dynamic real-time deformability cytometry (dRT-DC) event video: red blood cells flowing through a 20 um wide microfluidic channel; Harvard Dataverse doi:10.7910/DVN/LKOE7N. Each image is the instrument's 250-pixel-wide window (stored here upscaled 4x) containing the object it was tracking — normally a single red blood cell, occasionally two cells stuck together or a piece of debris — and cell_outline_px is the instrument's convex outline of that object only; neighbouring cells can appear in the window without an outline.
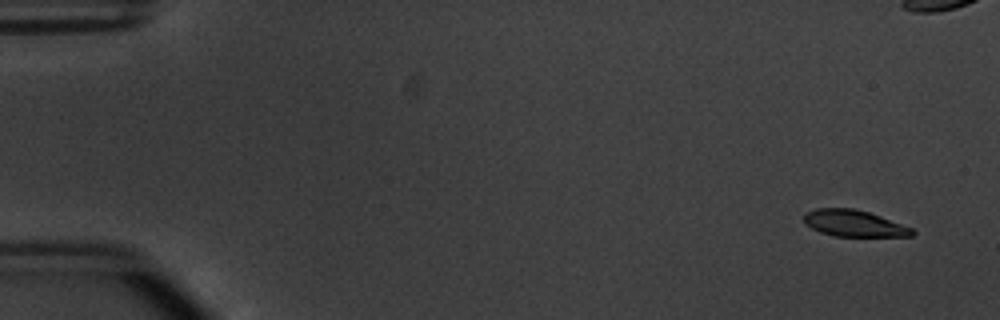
{"species": "common noctule bat (a hibernating species)", "species_latin": "Nyctalus noctula", "temperature_condition": "warm", "stored_images_in_passage": 33, "camera_frame_rate_fps": 3000, "um_per_image_px": 0.085, "animal": {"sex": "male", "body_mass_g": 20.1, "forearm_length_mm": 53.5}, "frame": {"image": 1, "passage_image": 3, "time_ms": 0.667, "image_size_px": [1000, 320], "cell_outline_px": [[916, 232], [912, 236], [836, 236], [820, 232], [812, 228], [804, 220], [804, 216], [808, 212], [816, 208], [852, 208], [868, 212], [880, 216], [912, 228]], "centroid_in_image_um": [72.61, 18.99], "position_along_channel_um": 12.4, "area_um2": 16.42}}
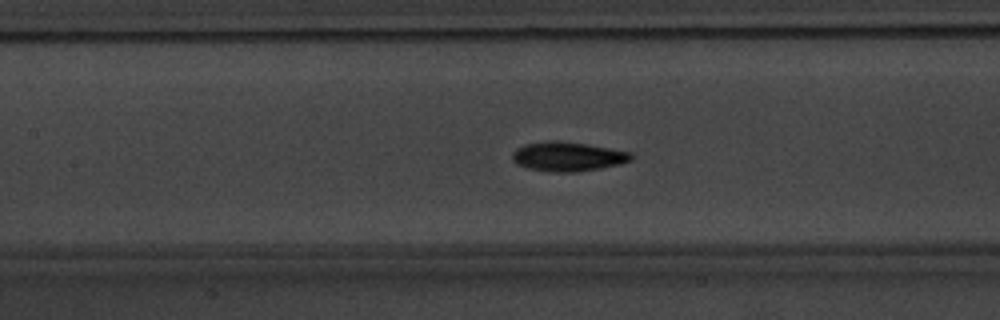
{"frame": {"image": 2, "passage_image": 25, "time_ms": 8.0, "image_size_px": [1000, 320], "cell_outline_px": [[632, 160], [620, 164], [600, 168], [576, 172], [548, 172], [528, 168], [516, 164], [512, 160], [512, 152], [516, 148], [524, 144], [548, 140], [556, 140], [584, 144], [632, 152]], "centroid_in_image_um": [48.21, 13.31], "position_along_channel_um": 159.2, "area_um2": 20.4}}
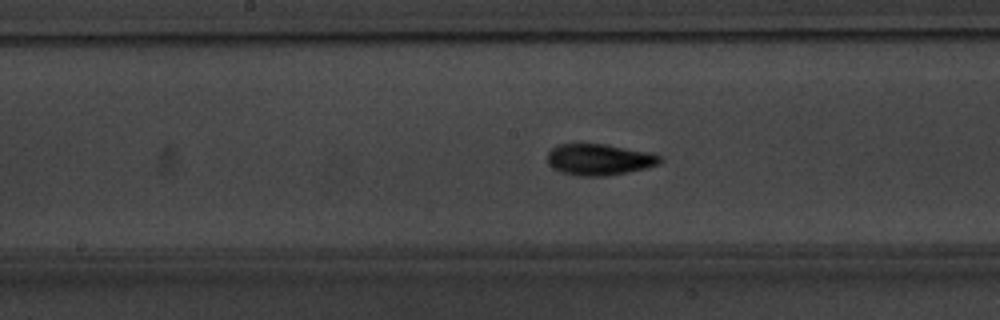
{"frame": {"image": 3, "passage_image": 28, "time_ms": 9.0, "image_size_px": [1000, 320], "cell_outline_px": [[664, 160], [656, 164], [644, 168], [628, 172], [608, 176], [576, 176], [560, 172], [552, 168], [548, 164], [548, 152], [556, 144], [604, 144], [652, 152], [660, 156]], "centroid_in_image_um": [50.91, 13.56], "position_along_channel_um": 197.3, "area_um2": 20.69}}